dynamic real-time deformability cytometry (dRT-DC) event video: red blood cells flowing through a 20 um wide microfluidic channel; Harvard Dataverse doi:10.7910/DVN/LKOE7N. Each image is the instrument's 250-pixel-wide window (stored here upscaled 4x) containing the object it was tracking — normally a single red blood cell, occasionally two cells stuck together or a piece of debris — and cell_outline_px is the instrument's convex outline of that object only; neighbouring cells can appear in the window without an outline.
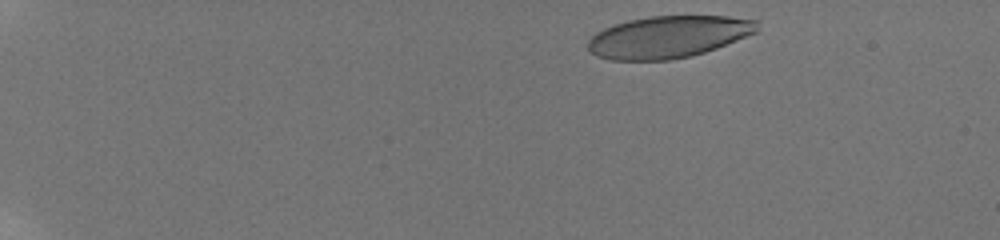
{"species": "human", "species_latin": "Homo sapiens", "temperature_condition": "room temperature", "stored_images_in_passage": 9, "camera_frame_rate_fps": 3000, "um_per_image_px": 0.085, "donor": {"sex": "male"}, "frame": {"image": 1, "passage_image": 1, "time_ms": 0.0, "image_size_px": [1000, 240], "cell_outline_px": [[760, 32], [716, 48], [692, 56], [668, 60], [612, 60], [596, 56], [588, 48], [588, 40], [596, 32], [604, 28], [628, 20], [648, 16], [728, 16], [760, 20]], "centroid_in_image_um": [56.88, 3.12], "position_along_channel_um": 28.1, "area_um2": 41.79}}
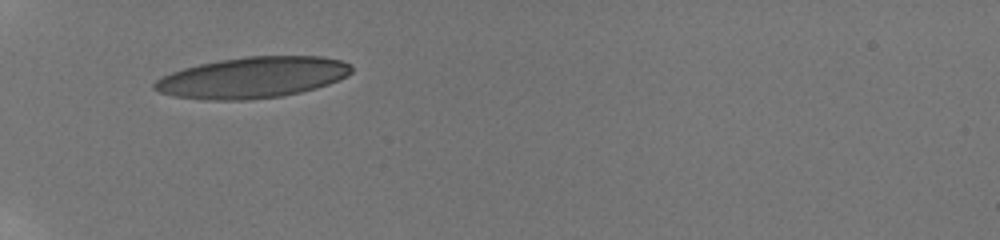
{"frame": {"image": 2, "passage_image": 7, "time_ms": 4.0, "image_size_px": [1000, 240], "cell_outline_px": [[352, 72], [328, 84], [316, 88], [300, 92], [280, 96], [244, 100], [212, 100], [176, 96], [160, 92], [152, 88], [152, 84], [156, 80], [172, 72], [184, 68], [200, 64], [220, 60], [248, 56], [320, 56], [340, 60], [352, 64]], "centroid_in_image_um": [21.47, 6.58], "position_along_channel_um": 63.5, "area_um2": 46.7}}
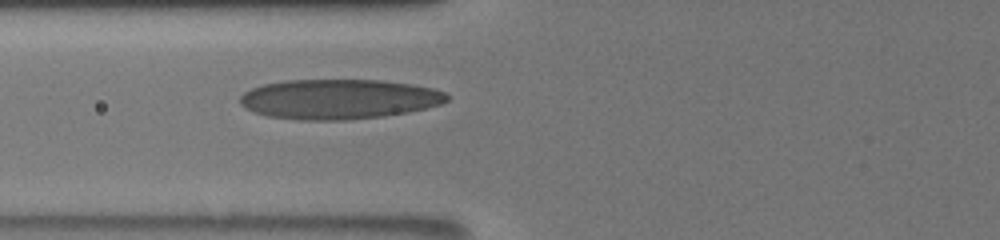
{"frame": {"image": 3, "passage_image": 9, "time_ms": 5.333, "image_size_px": [1000, 240], "cell_outline_px": [[448, 100], [440, 104], [408, 112], [380, 116], [344, 120], [300, 120], [268, 116], [252, 112], [244, 108], [240, 104], [240, 96], [244, 92], [252, 88], [264, 84], [288, 80], [380, 80], [412, 84], [432, 88], [444, 92], [448, 96]], "centroid_in_image_um": [28.76, 8.42], "position_along_channel_um": 97.0, "area_um2": 47.97}}